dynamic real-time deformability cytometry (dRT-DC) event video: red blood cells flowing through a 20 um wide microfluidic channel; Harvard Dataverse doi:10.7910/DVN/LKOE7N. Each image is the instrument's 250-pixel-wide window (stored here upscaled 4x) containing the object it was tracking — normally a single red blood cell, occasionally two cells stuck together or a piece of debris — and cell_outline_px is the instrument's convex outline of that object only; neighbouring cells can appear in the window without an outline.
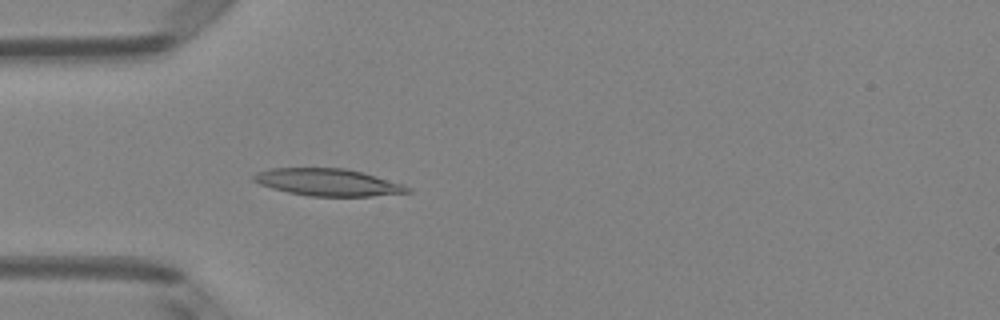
{"species": "Egyptian fruit bat (a non-hibernating species)", "species_latin": "Rousettus aegyptiacus", "temperature_condition": "room temperature", "stored_images_in_passage": 5, "camera_frame_rate_fps": 3000, "um_per_image_px": 0.085, "animal": {"sex": "female"}, "frame": {"image": 1, "passage_image": 5, "time_ms": 1.333, "image_size_px": [1000, 320], "cell_outline_px": [[412, 192], [372, 196], [308, 196], [288, 192], [272, 188], [260, 184], [252, 180], [252, 176], [256, 172], [272, 168], [344, 168], [360, 172], [404, 184], [412, 188]], "centroid_in_image_um": [27.87, 15.5], "position_along_channel_um": 57.1, "area_um2": 24.28}}